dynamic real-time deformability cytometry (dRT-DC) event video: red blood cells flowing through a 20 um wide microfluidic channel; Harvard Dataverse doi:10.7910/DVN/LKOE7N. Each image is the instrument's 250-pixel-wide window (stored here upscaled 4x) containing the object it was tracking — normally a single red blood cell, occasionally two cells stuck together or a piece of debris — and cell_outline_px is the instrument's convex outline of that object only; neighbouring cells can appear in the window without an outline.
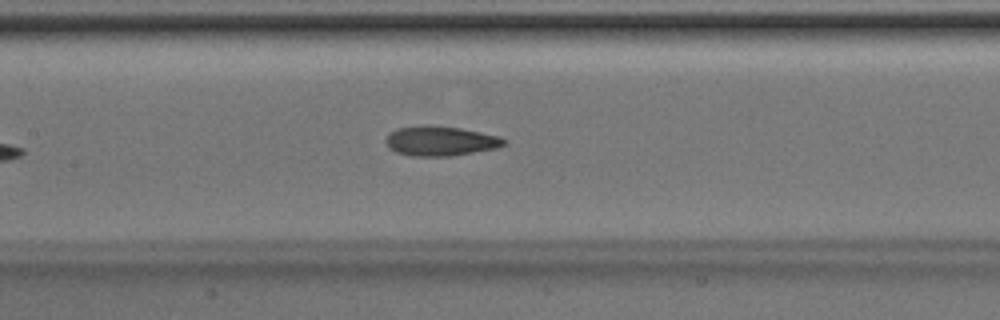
{"species": "Egyptian fruit bat (a non-hibernating species)", "species_latin": "Rousettus aegyptiacus", "temperature_condition": "room temperature", "stored_images_in_passage": 7, "camera_frame_rate_fps": 3000, "um_per_image_px": 0.085, "animal": {"sex": "male"}, "frame": {"image": 1, "passage_image": 7, "time_ms": 2.0, "image_size_px": [1000, 320], "cell_outline_px": [[504, 144], [496, 148], [448, 156], [412, 156], [396, 152], [384, 140], [388, 132], [396, 128], [424, 124], [428, 124], [460, 128], [500, 136], [504, 140]], "centroid_in_image_um": [37.37, 11.96], "position_along_channel_um": 170.0, "area_um2": 20.4}}